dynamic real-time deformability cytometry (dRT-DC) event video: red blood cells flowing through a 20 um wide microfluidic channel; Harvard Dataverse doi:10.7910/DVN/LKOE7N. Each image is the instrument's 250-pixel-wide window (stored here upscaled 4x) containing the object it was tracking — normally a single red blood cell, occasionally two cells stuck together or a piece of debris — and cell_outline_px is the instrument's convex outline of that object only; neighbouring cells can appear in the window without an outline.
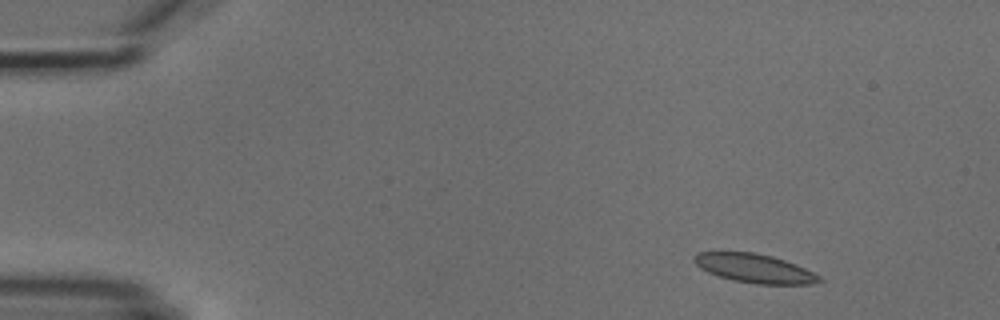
{"species": "common noctule bat (a hibernating species)", "species_latin": "Nyctalus noctula", "temperature_condition": "cold", "stored_images_in_passage": 5, "camera_frame_rate_fps": 3000, "um_per_image_px": 0.085, "animal": {"sex": "male", "body_mass_g": 18.8}, "frame": {"image": 1, "passage_image": 2, "time_ms": 1.333, "image_size_px": [1000, 320], "cell_outline_px": [[824, 280], [812, 284], [756, 284], [732, 280], [708, 272], [700, 268], [692, 260], [692, 256], [696, 252], [756, 252], [772, 256], [796, 264], [820, 276]], "centroid_in_image_um": [64.11, 22.8], "position_along_channel_um": 20.9, "area_um2": 21.1}}
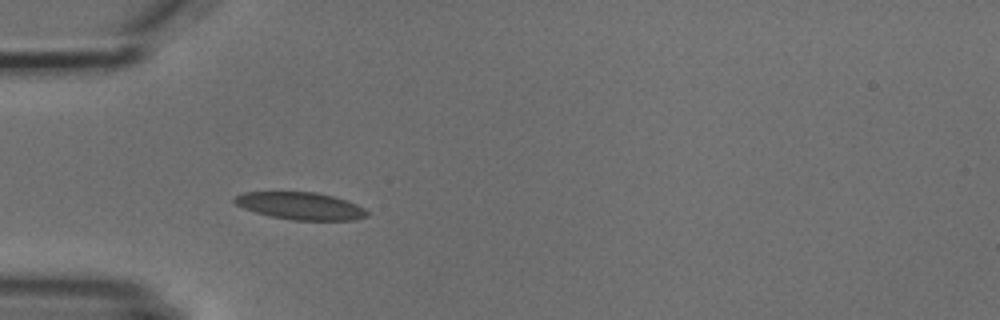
{"frame": {"image": 2, "passage_image": 5, "time_ms": 4.667, "image_size_px": [1000, 320], "cell_outline_px": [[368, 216], [356, 220], [292, 220], [272, 216], [256, 212], [244, 208], [236, 204], [232, 200], [232, 196], [244, 192], [316, 192], [332, 196], [356, 204], [364, 208], [368, 212]], "centroid_in_image_um": [25.52, 17.5], "position_along_channel_um": 59.5, "area_um2": 21.04}}